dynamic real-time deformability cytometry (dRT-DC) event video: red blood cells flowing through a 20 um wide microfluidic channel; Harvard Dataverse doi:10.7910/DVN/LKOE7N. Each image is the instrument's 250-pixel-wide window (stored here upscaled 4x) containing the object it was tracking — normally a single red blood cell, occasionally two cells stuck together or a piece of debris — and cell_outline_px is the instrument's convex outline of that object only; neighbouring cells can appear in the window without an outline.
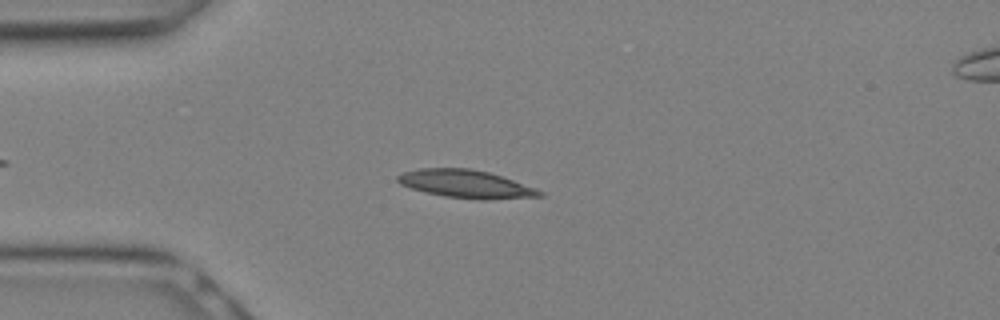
{"species": "Egyptian fruit bat (a non-hibernating species)", "species_latin": "Rousettus aegyptiacus", "temperature_condition": "warm", "stored_images_in_passage": 9, "camera_frame_rate_fps": 3000, "um_per_image_px": 0.085, "animal": {"sex": "female"}, "frame": {"image": 1, "passage_image": 6, "time_ms": 1.667, "image_size_px": [1000, 320], "cell_outline_px": [[544, 196], [488, 200], [480, 200], [444, 196], [412, 188], [400, 184], [396, 180], [396, 176], [404, 172], [420, 168], [468, 168], [488, 172], [536, 188], [544, 192]], "centroid_in_image_um": [39.62, 15.64], "position_along_channel_um": 45.4, "area_um2": 23.0}}
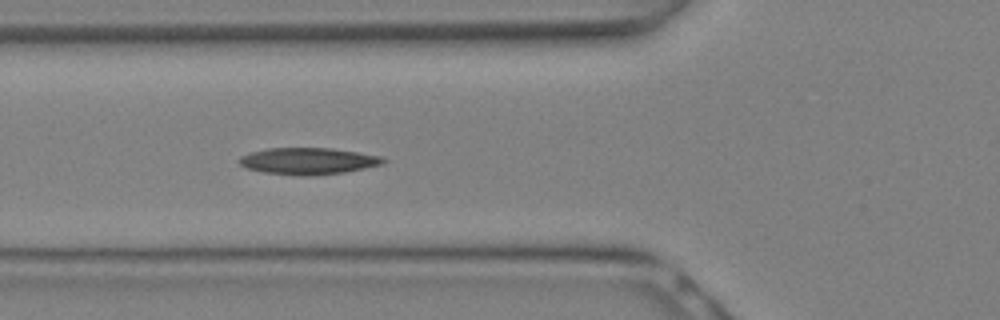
{"frame": {"image": 2, "passage_image": 9, "time_ms": 2.667, "image_size_px": [1000, 320], "cell_outline_px": [[388, 160], [384, 164], [344, 172], [300, 176], [264, 172], [248, 168], [240, 164], [236, 160], [240, 156], [248, 152], [268, 148], [332, 148], [360, 152], [380, 156]], "centroid_in_image_um": [26.19, 13.67], "position_along_channel_um": 99.6, "area_um2": 22.43}}